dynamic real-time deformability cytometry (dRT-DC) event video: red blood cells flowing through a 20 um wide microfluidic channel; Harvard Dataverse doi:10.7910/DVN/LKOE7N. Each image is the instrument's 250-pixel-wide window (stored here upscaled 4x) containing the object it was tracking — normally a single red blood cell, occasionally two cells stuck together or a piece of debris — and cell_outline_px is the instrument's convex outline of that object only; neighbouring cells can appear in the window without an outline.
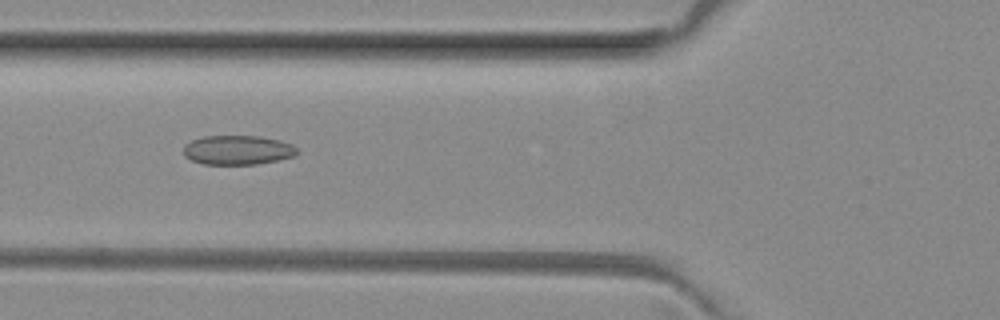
{"species": "common noctule bat (a hibernating species)", "species_latin": "Nyctalus noctula", "temperature_condition": "room temperature", "stored_images_in_passage": 50, "camera_frame_rate_fps": 3000, "um_per_image_px": 0.085, "animal": {"sex": "female", "body_mass_g": 29.2, "forearm_length_mm": 56.3}, "frame": {"image": 1, "passage_image": 18, "time_ms": 5.667, "image_size_px": [1000, 320], "cell_outline_px": [[296, 156], [256, 164], [204, 164], [192, 160], [184, 156], [184, 144], [192, 140], [204, 136], [256, 136], [280, 140], [292, 144], [296, 148]], "centroid_in_image_um": [20.19, 12.75], "position_along_channel_um": 105.6, "area_um2": 19.31}}
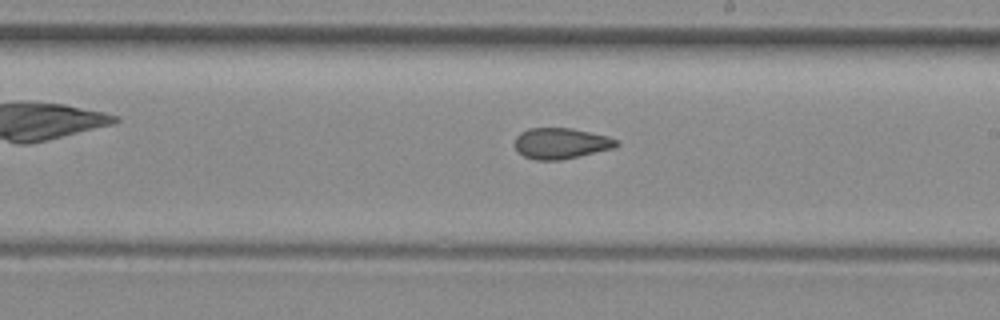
{"frame": {"image": 2, "passage_image": 28, "time_ms": 9.0, "image_size_px": [1000, 320], "cell_outline_px": [[620, 144], [616, 148], [580, 156], [560, 160], [536, 160], [524, 156], [516, 148], [516, 136], [520, 132], [528, 128], [572, 128], [608, 136], [616, 140]], "centroid_in_image_um": [47.71, 12.18], "position_along_channel_um": 241.3, "area_um2": 18.32}}
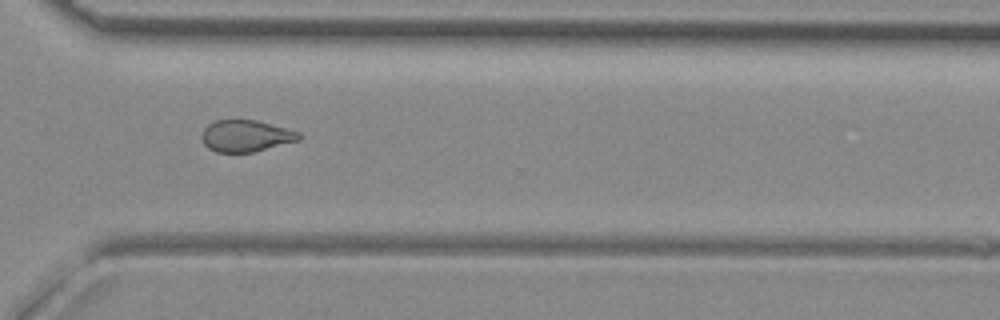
{"frame": {"image": 3, "passage_image": 36, "time_ms": 11.667, "image_size_px": [1000, 320], "cell_outline_px": [[304, 136], [300, 140], [252, 152], [216, 152], [208, 148], [204, 144], [200, 136], [204, 128], [208, 124], [216, 120], [256, 120], [300, 132]], "centroid_in_image_um": [20.9, 11.55], "position_along_channel_um": 349.7, "area_um2": 17.98}, "authors_computed_cell_mechanics": {"area_um2": 19.363, "velocity_mm_per_s": 4.0726, "shape_relaxation_time_tau1_ms": null, "shape_relaxation_time_tau2_ms": 2.7671, "deformation_change_tau1": null, "deformation_change_tau2": 0.0955}}